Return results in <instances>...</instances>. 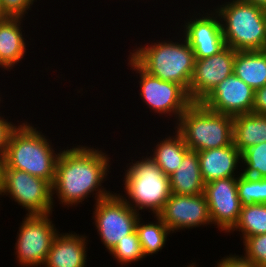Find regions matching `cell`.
I'll return each mask as SVG.
<instances>
[{"label": "cell", "instance_id": "6da1fadb", "mask_svg": "<svg viewBox=\"0 0 266 267\" xmlns=\"http://www.w3.org/2000/svg\"><path fill=\"white\" fill-rule=\"evenodd\" d=\"M90 146L79 144L64 150L60 147L52 195L56 193L55 199L63 206L75 207L92 194L95 203L113 194L102 186L110 174V155Z\"/></svg>", "mask_w": 266, "mask_h": 267}, {"label": "cell", "instance_id": "7a4b0ae2", "mask_svg": "<svg viewBox=\"0 0 266 267\" xmlns=\"http://www.w3.org/2000/svg\"><path fill=\"white\" fill-rule=\"evenodd\" d=\"M177 40L173 42L166 38L146 43L135 50L133 48L129 56L150 75L179 84L189 91L194 72V52L183 36Z\"/></svg>", "mask_w": 266, "mask_h": 267}, {"label": "cell", "instance_id": "3957f363", "mask_svg": "<svg viewBox=\"0 0 266 267\" xmlns=\"http://www.w3.org/2000/svg\"><path fill=\"white\" fill-rule=\"evenodd\" d=\"M44 135L28 121L19 124L9 139L5 169L22 170L53 184L61 151L55 153L54 145Z\"/></svg>", "mask_w": 266, "mask_h": 267}, {"label": "cell", "instance_id": "277c9868", "mask_svg": "<svg viewBox=\"0 0 266 267\" xmlns=\"http://www.w3.org/2000/svg\"><path fill=\"white\" fill-rule=\"evenodd\" d=\"M148 154L150 153L146 157L142 156L139 161L132 160L127 164L123 177L126 194L119 195L136 212L148 210L151 214L158 215L171 195L169 176L164 174Z\"/></svg>", "mask_w": 266, "mask_h": 267}, {"label": "cell", "instance_id": "5b68a950", "mask_svg": "<svg viewBox=\"0 0 266 267\" xmlns=\"http://www.w3.org/2000/svg\"><path fill=\"white\" fill-rule=\"evenodd\" d=\"M214 7L221 19L226 46L235 51L266 50V20L264 9L230 0Z\"/></svg>", "mask_w": 266, "mask_h": 267}, {"label": "cell", "instance_id": "8992f818", "mask_svg": "<svg viewBox=\"0 0 266 267\" xmlns=\"http://www.w3.org/2000/svg\"><path fill=\"white\" fill-rule=\"evenodd\" d=\"M174 129L191 151L222 148L233 143V116L210 111L201 103H192Z\"/></svg>", "mask_w": 266, "mask_h": 267}, {"label": "cell", "instance_id": "52a82bcc", "mask_svg": "<svg viewBox=\"0 0 266 267\" xmlns=\"http://www.w3.org/2000/svg\"><path fill=\"white\" fill-rule=\"evenodd\" d=\"M51 215L26 214L22 218L14 246L19 266L41 267L45 264L52 242L59 233Z\"/></svg>", "mask_w": 266, "mask_h": 267}, {"label": "cell", "instance_id": "ba28073f", "mask_svg": "<svg viewBox=\"0 0 266 267\" xmlns=\"http://www.w3.org/2000/svg\"><path fill=\"white\" fill-rule=\"evenodd\" d=\"M127 60L132 71L139 73L140 96L149 109L157 114L170 116L177 124L180 116L193 103L188 91L181 85L164 81L144 71L130 56ZM177 120V121H176Z\"/></svg>", "mask_w": 266, "mask_h": 267}, {"label": "cell", "instance_id": "9c48e42d", "mask_svg": "<svg viewBox=\"0 0 266 267\" xmlns=\"http://www.w3.org/2000/svg\"><path fill=\"white\" fill-rule=\"evenodd\" d=\"M3 195L25 208L27 215L52 214L54 211L52 184L22 170L5 169L0 197Z\"/></svg>", "mask_w": 266, "mask_h": 267}, {"label": "cell", "instance_id": "30bf717a", "mask_svg": "<svg viewBox=\"0 0 266 267\" xmlns=\"http://www.w3.org/2000/svg\"><path fill=\"white\" fill-rule=\"evenodd\" d=\"M94 227L108 253L124 236L136 230L140 213L132 209L118 193L94 204Z\"/></svg>", "mask_w": 266, "mask_h": 267}, {"label": "cell", "instance_id": "8fae6325", "mask_svg": "<svg viewBox=\"0 0 266 267\" xmlns=\"http://www.w3.org/2000/svg\"><path fill=\"white\" fill-rule=\"evenodd\" d=\"M203 194L207 200L212 225H217L218 230L228 233L237 223L242 208L237 177L210 181L205 184Z\"/></svg>", "mask_w": 266, "mask_h": 267}, {"label": "cell", "instance_id": "7c38bea8", "mask_svg": "<svg viewBox=\"0 0 266 267\" xmlns=\"http://www.w3.org/2000/svg\"><path fill=\"white\" fill-rule=\"evenodd\" d=\"M235 56L236 51L225 46L211 57L195 59L188 91L193 103H201L219 83L233 73Z\"/></svg>", "mask_w": 266, "mask_h": 267}, {"label": "cell", "instance_id": "4fadbf2b", "mask_svg": "<svg viewBox=\"0 0 266 267\" xmlns=\"http://www.w3.org/2000/svg\"><path fill=\"white\" fill-rule=\"evenodd\" d=\"M158 216L172 233L180 232L185 228L188 230L212 225L207 200L203 193L198 195L171 193Z\"/></svg>", "mask_w": 266, "mask_h": 267}, {"label": "cell", "instance_id": "5bb4252c", "mask_svg": "<svg viewBox=\"0 0 266 267\" xmlns=\"http://www.w3.org/2000/svg\"><path fill=\"white\" fill-rule=\"evenodd\" d=\"M209 12L202 11L184 21L182 34L193 49L195 59H204L215 55L225 46L221 19L212 8Z\"/></svg>", "mask_w": 266, "mask_h": 267}, {"label": "cell", "instance_id": "9a60e30c", "mask_svg": "<svg viewBox=\"0 0 266 267\" xmlns=\"http://www.w3.org/2000/svg\"><path fill=\"white\" fill-rule=\"evenodd\" d=\"M254 95L255 90L232 73L201 104L210 111L234 117L252 112Z\"/></svg>", "mask_w": 266, "mask_h": 267}, {"label": "cell", "instance_id": "2e32d148", "mask_svg": "<svg viewBox=\"0 0 266 267\" xmlns=\"http://www.w3.org/2000/svg\"><path fill=\"white\" fill-rule=\"evenodd\" d=\"M197 154L200 161L201 176L205 184L216 179L241 175V168L239 171L237 168L242 166L241 152L234 143L222 148L201 150ZM235 173L239 174L236 175Z\"/></svg>", "mask_w": 266, "mask_h": 267}, {"label": "cell", "instance_id": "e0dca14e", "mask_svg": "<svg viewBox=\"0 0 266 267\" xmlns=\"http://www.w3.org/2000/svg\"><path fill=\"white\" fill-rule=\"evenodd\" d=\"M88 238L73 231L59 232L52 242L43 267H85Z\"/></svg>", "mask_w": 266, "mask_h": 267}, {"label": "cell", "instance_id": "ac0fdd59", "mask_svg": "<svg viewBox=\"0 0 266 267\" xmlns=\"http://www.w3.org/2000/svg\"><path fill=\"white\" fill-rule=\"evenodd\" d=\"M23 18H7L0 22V68L7 71L22 62L26 52V40L21 26Z\"/></svg>", "mask_w": 266, "mask_h": 267}, {"label": "cell", "instance_id": "d6986e66", "mask_svg": "<svg viewBox=\"0 0 266 267\" xmlns=\"http://www.w3.org/2000/svg\"><path fill=\"white\" fill-rule=\"evenodd\" d=\"M169 183L173 194L198 195L204 192L205 183L196 151L189 150L184 155L178 169L169 176Z\"/></svg>", "mask_w": 266, "mask_h": 267}, {"label": "cell", "instance_id": "ffe728a7", "mask_svg": "<svg viewBox=\"0 0 266 267\" xmlns=\"http://www.w3.org/2000/svg\"><path fill=\"white\" fill-rule=\"evenodd\" d=\"M233 73L257 90L266 85V50L236 51Z\"/></svg>", "mask_w": 266, "mask_h": 267}, {"label": "cell", "instance_id": "44dd1931", "mask_svg": "<svg viewBox=\"0 0 266 267\" xmlns=\"http://www.w3.org/2000/svg\"><path fill=\"white\" fill-rule=\"evenodd\" d=\"M262 142H266V115L251 112L233 117V143L241 153Z\"/></svg>", "mask_w": 266, "mask_h": 267}, {"label": "cell", "instance_id": "7402d4cb", "mask_svg": "<svg viewBox=\"0 0 266 267\" xmlns=\"http://www.w3.org/2000/svg\"><path fill=\"white\" fill-rule=\"evenodd\" d=\"M175 133L157 142L150 154L157 166L167 176H170L178 169L184 155L190 150L186 146L183 137L176 130Z\"/></svg>", "mask_w": 266, "mask_h": 267}, {"label": "cell", "instance_id": "603a6c76", "mask_svg": "<svg viewBox=\"0 0 266 267\" xmlns=\"http://www.w3.org/2000/svg\"><path fill=\"white\" fill-rule=\"evenodd\" d=\"M154 218L156 219L155 223L152 221L145 222V224L140 216L136 224V232L146 258L149 255L157 254L163 247H166L167 237L170 233L172 234L158 215H154Z\"/></svg>", "mask_w": 266, "mask_h": 267}, {"label": "cell", "instance_id": "cb8c5ba5", "mask_svg": "<svg viewBox=\"0 0 266 267\" xmlns=\"http://www.w3.org/2000/svg\"><path fill=\"white\" fill-rule=\"evenodd\" d=\"M241 232V240L254 235L266 234V204L242 206L239 219L227 233Z\"/></svg>", "mask_w": 266, "mask_h": 267}, {"label": "cell", "instance_id": "d4e9b609", "mask_svg": "<svg viewBox=\"0 0 266 267\" xmlns=\"http://www.w3.org/2000/svg\"><path fill=\"white\" fill-rule=\"evenodd\" d=\"M238 196L242 206L266 204V178L237 177Z\"/></svg>", "mask_w": 266, "mask_h": 267}, {"label": "cell", "instance_id": "484cf974", "mask_svg": "<svg viewBox=\"0 0 266 267\" xmlns=\"http://www.w3.org/2000/svg\"><path fill=\"white\" fill-rule=\"evenodd\" d=\"M241 161L242 175L266 178V142L245 149L241 153Z\"/></svg>", "mask_w": 266, "mask_h": 267}, {"label": "cell", "instance_id": "4316f807", "mask_svg": "<svg viewBox=\"0 0 266 267\" xmlns=\"http://www.w3.org/2000/svg\"><path fill=\"white\" fill-rule=\"evenodd\" d=\"M109 254L112 257L114 256L113 258L114 260L116 259L118 264L124 266L134 262L136 263L145 258L136 230L124 236L123 240H119Z\"/></svg>", "mask_w": 266, "mask_h": 267}, {"label": "cell", "instance_id": "83f0119b", "mask_svg": "<svg viewBox=\"0 0 266 267\" xmlns=\"http://www.w3.org/2000/svg\"><path fill=\"white\" fill-rule=\"evenodd\" d=\"M244 257L258 267H266V234L254 235L243 240Z\"/></svg>", "mask_w": 266, "mask_h": 267}, {"label": "cell", "instance_id": "f1b7e54d", "mask_svg": "<svg viewBox=\"0 0 266 267\" xmlns=\"http://www.w3.org/2000/svg\"><path fill=\"white\" fill-rule=\"evenodd\" d=\"M5 14L10 18L26 17L36 0H0Z\"/></svg>", "mask_w": 266, "mask_h": 267}, {"label": "cell", "instance_id": "f546056e", "mask_svg": "<svg viewBox=\"0 0 266 267\" xmlns=\"http://www.w3.org/2000/svg\"><path fill=\"white\" fill-rule=\"evenodd\" d=\"M0 154L5 155L12 132L19 126L4 119L0 112Z\"/></svg>", "mask_w": 266, "mask_h": 267}, {"label": "cell", "instance_id": "4dcf8cb0", "mask_svg": "<svg viewBox=\"0 0 266 267\" xmlns=\"http://www.w3.org/2000/svg\"><path fill=\"white\" fill-rule=\"evenodd\" d=\"M215 267H258L251 260L245 258L242 255L229 254L220 259Z\"/></svg>", "mask_w": 266, "mask_h": 267}, {"label": "cell", "instance_id": "1f68e13d", "mask_svg": "<svg viewBox=\"0 0 266 267\" xmlns=\"http://www.w3.org/2000/svg\"><path fill=\"white\" fill-rule=\"evenodd\" d=\"M252 113L266 115V85L255 90Z\"/></svg>", "mask_w": 266, "mask_h": 267}, {"label": "cell", "instance_id": "d6a6232c", "mask_svg": "<svg viewBox=\"0 0 266 267\" xmlns=\"http://www.w3.org/2000/svg\"><path fill=\"white\" fill-rule=\"evenodd\" d=\"M5 168H6L5 155L0 154V191L3 185Z\"/></svg>", "mask_w": 266, "mask_h": 267}, {"label": "cell", "instance_id": "836d02e7", "mask_svg": "<svg viewBox=\"0 0 266 267\" xmlns=\"http://www.w3.org/2000/svg\"><path fill=\"white\" fill-rule=\"evenodd\" d=\"M244 2H248L250 4H254L256 6H259L261 8H266V0H242Z\"/></svg>", "mask_w": 266, "mask_h": 267}, {"label": "cell", "instance_id": "e575fe53", "mask_svg": "<svg viewBox=\"0 0 266 267\" xmlns=\"http://www.w3.org/2000/svg\"><path fill=\"white\" fill-rule=\"evenodd\" d=\"M7 18L9 17L5 14L0 1V22L6 20Z\"/></svg>", "mask_w": 266, "mask_h": 267}, {"label": "cell", "instance_id": "d590c367", "mask_svg": "<svg viewBox=\"0 0 266 267\" xmlns=\"http://www.w3.org/2000/svg\"><path fill=\"white\" fill-rule=\"evenodd\" d=\"M186 267H198V265L196 266V263H190V265L188 264V266H186Z\"/></svg>", "mask_w": 266, "mask_h": 267}, {"label": "cell", "instance_id": "8d00e7d4", "mask_svg": "<svg viewBox=\"0 0 266 267\" xmlns=\"http://www.w3.org/2000/svg\"><path fill=\"white\" fill-rule=\"evenodd\" d=\"M264 16H265V20H266V8H264Z\"/></svg>", "mask_w": 266, "mask_h": 267}]
</instances>
